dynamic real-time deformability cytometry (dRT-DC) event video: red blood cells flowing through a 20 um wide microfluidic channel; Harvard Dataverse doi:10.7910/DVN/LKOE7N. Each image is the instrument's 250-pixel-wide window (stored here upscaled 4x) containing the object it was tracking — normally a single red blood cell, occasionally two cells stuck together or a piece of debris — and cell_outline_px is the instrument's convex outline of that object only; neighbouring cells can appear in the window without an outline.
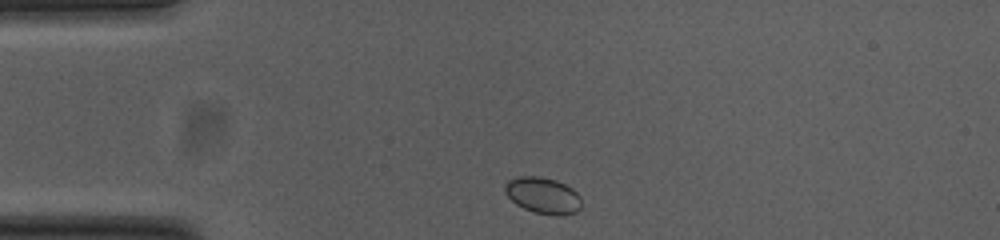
{"species": "common noctule bat (a hibernating species)", "species_latin": "Nyctalus noctula", "temperature_condition": "cold", "stored_images_in_passage": 43, "camera_frame_rate_fps": 3000, "um_per_image_px": 0.085, "animal": {"sex": "female", "body_mass_g": 23.0, "forearm_length_mm": 53.4}, "frame": {"image": 1, "passage_image": 1, "time_ms": 0.0, "image_size_px": [1000, 240], "cell_outline_px": [[580, 208], [576, 212], [560, 216], [552, 216], [532, 212], [516, 204], [504, 192], [504, 184], [508, 180], [516, 176], [540, 176], [556, 180], [572, 188], [580, 196]], "centroid_in_image_um": [46.13, 16.61], "position_along_channel_um": 38.9, "area_um2": 16.42}}
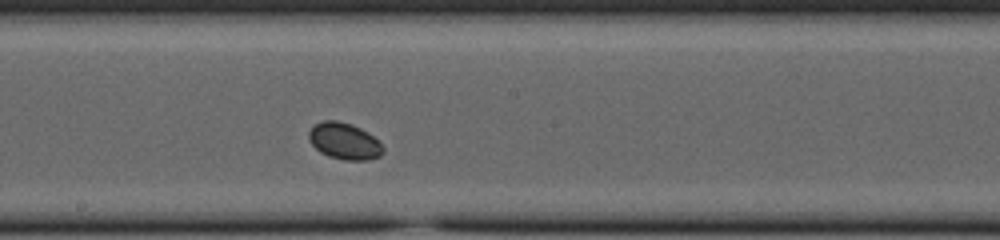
{"frame": {"image": 2, "passage_image": 18, "time_ms": 5.667, "image_size_px": [1000, 240], "cell_outline_px": [[384, 152], [380, 156], [368, 160], [344, 160], [328, 156], [320, 152], [308, 140], [308, 132], [316, 124], [324, 120], [336, 120], [352, 124], [368, 132], [384, 148]], "centroid_in_image_um": [29.26, 12.0], "position_along_channel_um": 218.9, "area_um2": 15.78}}
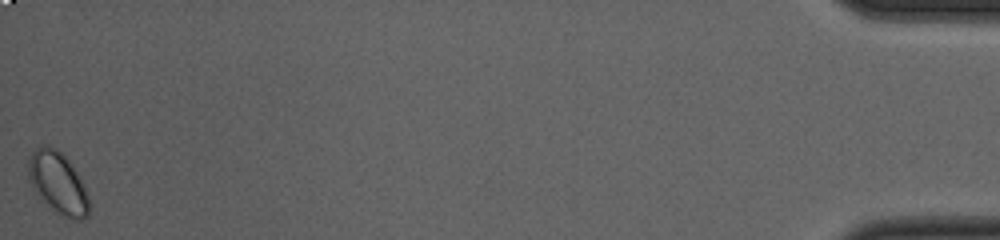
{"frame": {"image": 3, "passage_image": 43, "time_ms": 14.0, "image_size_px": [1000, 240], "cell_outline_px": [[88, 216], [80, 220], [64, 216], [48, 208], [40, 200], [28, 180], [28, 160], [32, 152], [40, 144], [44, 144], [56, 148], [68, 160], [76, 172], [88, 196]], "centroid_in_image_um": [4.86, 15.54], "position_along_channel_um": 430.3, "area_um2": 21.79}}